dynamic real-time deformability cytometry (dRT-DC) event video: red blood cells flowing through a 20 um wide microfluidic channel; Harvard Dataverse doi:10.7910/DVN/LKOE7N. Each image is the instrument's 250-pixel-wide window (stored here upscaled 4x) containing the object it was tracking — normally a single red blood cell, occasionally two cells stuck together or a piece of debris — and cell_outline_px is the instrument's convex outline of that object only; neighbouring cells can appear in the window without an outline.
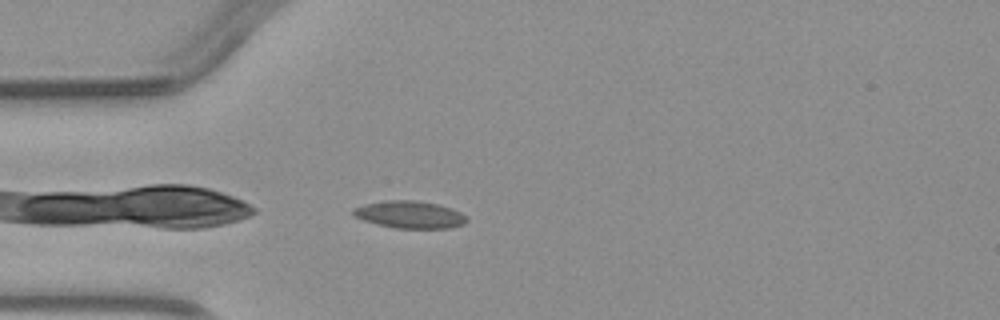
{"species": "common noctule bat (a hibernating species)", "species_latin": "Nyctalus noctula", "temperature_condition": "warm", "stored_images_in_passage": 3, "camera_frame_rate_fps": 3000, "um_per_image_px": 0.085, "animal": {"sex": "male", "body_mass_g": 23.1, "forearm_length_mm": 52.7}, "frame": {"image": 1, "passage_image": 3, "time_ms": 3.333, "image_size_px": [1000, 320], "cell_outline_px": [[468, 220], [464, 224], [448, 228], [396, 228], [364, 220], [356, 216], [352, 212], [352, 208], [364, 204], [384, 200], [416, 200], [440, 204], [452, 208], [468, 216]], "centroid_in_image_um": [34.87, 18.22], "position_along_channel_um": 50.1, "area_um2": 18.09}}